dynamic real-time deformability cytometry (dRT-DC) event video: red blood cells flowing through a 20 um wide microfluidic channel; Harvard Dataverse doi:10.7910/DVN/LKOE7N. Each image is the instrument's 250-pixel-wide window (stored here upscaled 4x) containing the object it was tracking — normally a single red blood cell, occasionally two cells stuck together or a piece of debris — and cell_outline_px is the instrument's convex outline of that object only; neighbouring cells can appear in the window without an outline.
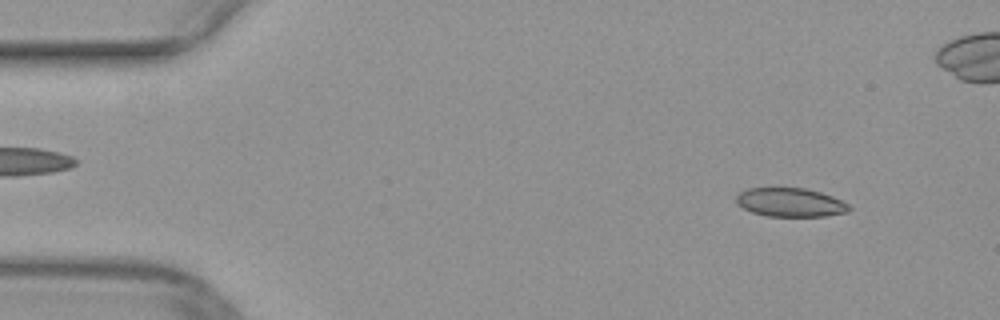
{"species": "common noctule bat (a hibernating species)", "species_latin": "Nyctalus noctula", "temperature_condition": "warm", "stored_images_in_passage": 18, "camera_frame_rate_fps": 3000, "um_per_image_px": 0.085, "animal": {"sex": "female", "body_mass_g": 29.2, "forearm_length_mm": 56.3}, "frame": {"image": 1, "passage_image": 5, "time_ms": 1.333, "image_size_px": [1000, 320], "cell_outline_px": [[852, 208], [848, 212], [824, 216], [768, 216], [752, 212], [736, 204], [736, 196], [740, 192], [748, 188], [804, 188], [820, 192], [832, 196], [848, 204]], "centroid_in_image_um": [67.17, 17.2], "position_along_channel_um": 17.8, "area_um2": 18.84}}
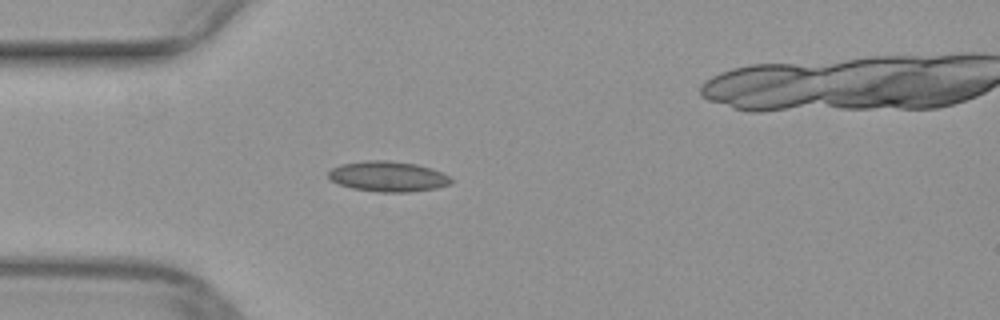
{"frame": {"image": 2, "passage_image": 14, "time_ms": 4.333, "image_size_px": [1000, 320], "cell_outline_px": [[452, 180], [448, 184], [436, 188], [408, 192], [380, 192], [352, 188], [340, 184], [332, 180], [328, 176], [328, 172], [332, 168], [340, 164], [368, 160], [388, 160], [416, 164], [432, 168], [448, 176]], "centroid_in_image_um": [32.96, 14.99], "position_along_channel_um": 52.0, "area_um2": 21.5}}
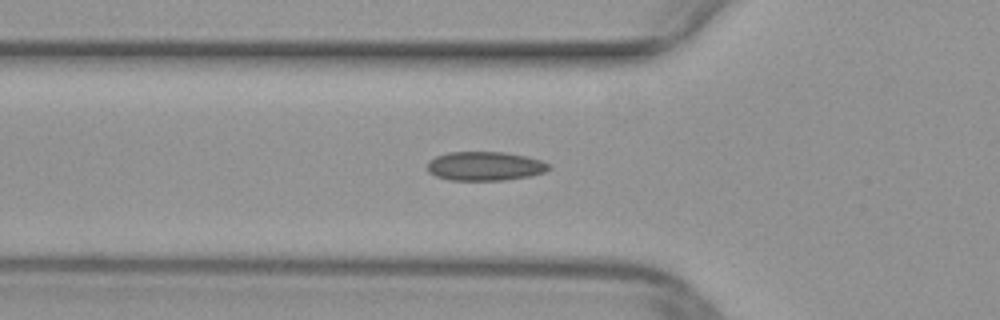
{"frame": {"image": 3, "passage_image": 17, "time_ms": 5.333, "image_size_px": [1000, 320], "cell_outline_px": [[552, 168], [544, 172], [532, 176], [504, 180], [448, 180], [436, 176], [428, 172], [428, 160], [436, 156], [448, 152], [504, 152], [528, 156], [540, 160], [548, 164]], "centroid_in_image_um": [41.22, 14.12], "position_along_channel_um": 84.6, "area_um2": 20.69}}